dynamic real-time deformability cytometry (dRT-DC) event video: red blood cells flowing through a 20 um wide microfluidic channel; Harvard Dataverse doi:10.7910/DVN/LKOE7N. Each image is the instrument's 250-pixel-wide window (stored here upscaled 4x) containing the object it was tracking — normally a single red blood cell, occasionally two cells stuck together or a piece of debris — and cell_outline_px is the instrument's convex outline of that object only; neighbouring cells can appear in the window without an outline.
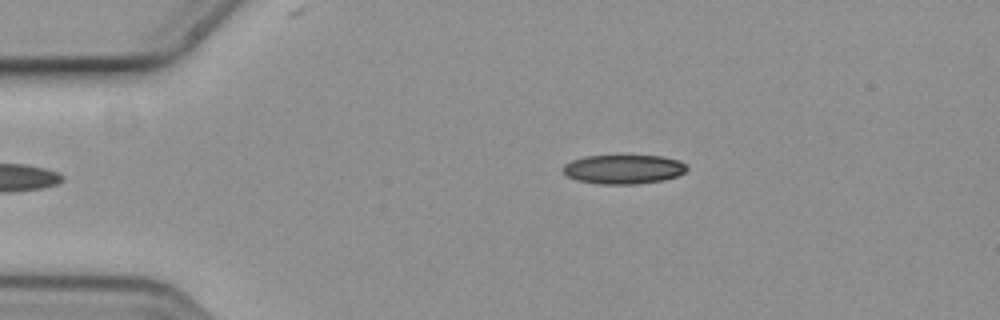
{"species": "common noctule bat (a hibernating species)", "species_latin": "Nyctalus noctula", "temperature_condition": "cold", "stored_images_in_passage": 6, "camera_frame_rate_fps": 3000, "um_per_image_px": 0.085, "animal": {"sex": "female", "body_mass_g": 19.3, "forearm_length_mm": 54.1}, "frame": {"image": 1, "passage_image": 6, "time_ms": 1.667, "image_size_px": [1000, 320], "cell_outline_px": [[688, 168], [684, 172], [676, 176], [660, 180], [636, 184], [600, 184], [576, 180], [568, 176], [564, 172], [564, 164], [572, 160], [584, 156], [664, 156], [680, 160], [688, 164]], "centroid_in_image_um": [53.02, 14.38], "position_along_channel_um": 32.0, "area_um2": 20.98}}